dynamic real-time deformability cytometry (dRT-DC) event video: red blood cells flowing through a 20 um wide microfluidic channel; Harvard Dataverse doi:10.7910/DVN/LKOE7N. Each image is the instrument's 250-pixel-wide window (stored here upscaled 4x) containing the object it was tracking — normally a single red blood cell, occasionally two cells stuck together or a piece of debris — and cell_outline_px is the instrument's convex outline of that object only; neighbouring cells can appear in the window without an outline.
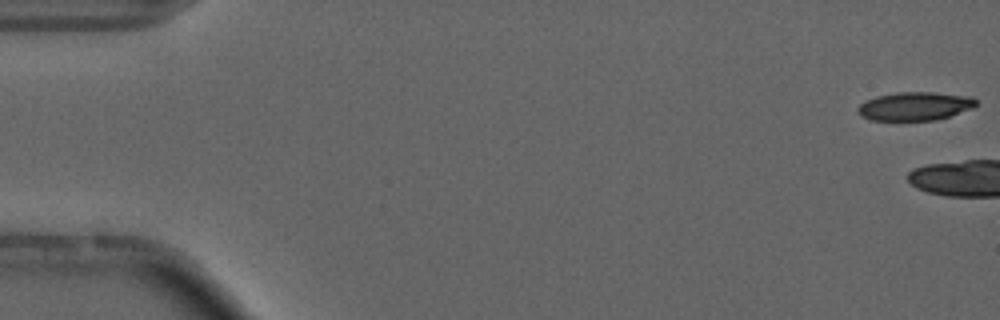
{"species": "common noctule bat (a hibernating species)", "species_latin": "Nyctalus noctula", "temperature_condition": "cold", "stored_images_in_passage": 5, "camera_frame_rate_fps": 3000, "um_per_image_px": 0.085, "animal": {"sex": "male", "forearm_length_mm": 52.5}, "frame": {"image": 1, "passage_image": 1, "time_ms": 0.0, "image_size_px": [1000, 320], "cell_outline_px": [[976, 104], [972, 108], [936, 120], [868, 120], [860, 116], [856, 112], [856, 108], [860, 104], [876, 96], [896, 92], [932, 92], [972, 96], [976, 100]], "centroid_in_image_um": [77.72, 9.02], "position_along_channel_um": 7.3, "area_um2": 19.65}}